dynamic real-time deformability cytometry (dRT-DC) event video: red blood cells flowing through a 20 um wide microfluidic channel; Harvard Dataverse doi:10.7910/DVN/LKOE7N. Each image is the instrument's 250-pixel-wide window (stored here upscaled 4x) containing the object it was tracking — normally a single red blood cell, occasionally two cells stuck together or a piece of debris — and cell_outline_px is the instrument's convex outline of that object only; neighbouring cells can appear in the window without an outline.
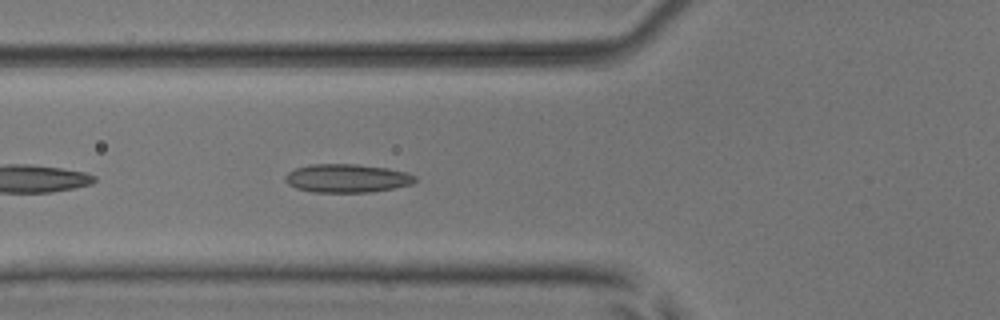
{"species": "common noctule bat (a hibernating species)", "species_latin": "Nyctalus noctula", "temperature_condition": "room temperature", "stored_images_in_passage": 6, "camera_frame_rate_fps": 3000, "um_per_image_px": 0.085, "animal": {"sex": "male", "body_mass_g": 17.9, "forearm_length_mm": 54.2}, "frame": {"image": 1, "passage_image": 6, "time_ms": 5.667, "image_size_px": [1000, 320], "cell_outline_px": [[416, 180], [412, 184], [372, 192], [312, 192], [296, 188], [288, 184], [284, 180], [284, 176], [288, 172], [296, 168], [312, 164], [356, 164], [388, 168], [408, 172], [416, 176]], "centroid_in_image_um": [29.49, 15.15], "position_along_channel_um": 96.3, "area_um2": 21.62}}